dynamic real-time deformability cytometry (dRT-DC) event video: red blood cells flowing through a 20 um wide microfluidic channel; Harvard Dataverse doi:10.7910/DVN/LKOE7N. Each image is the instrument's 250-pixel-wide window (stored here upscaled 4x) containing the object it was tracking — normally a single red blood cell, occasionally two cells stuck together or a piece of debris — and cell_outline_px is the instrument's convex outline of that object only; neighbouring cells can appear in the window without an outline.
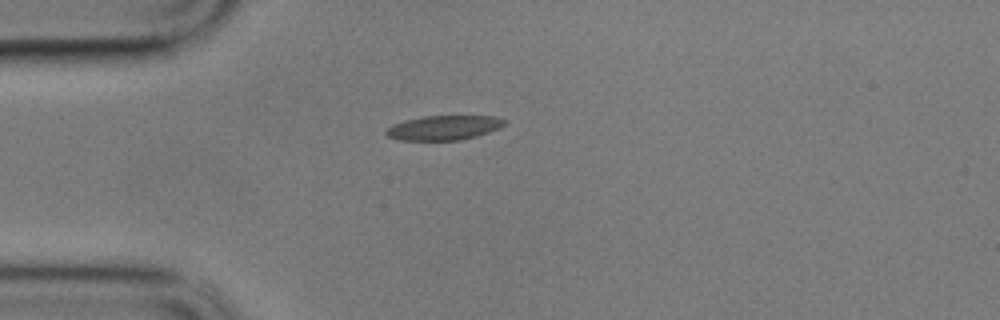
{"species": "common noctule bat (a hibernating species)", "species_latin": "Nyctalus noctula", "temperature_condition": "cold", "stored_images_in_passage": 49, "camera_frame_rate_fps": 3000, "um_per_image_px": 0.085, "animal": {"sex": "male", "body_mass_g": 17.9}, "frame": {"image": 1, "passage_image": 5, "time_ms": 1.333, "image_size_px": [1000, 320], "cell_outline_px": [[508, 120], [500, 128], [476, 136], [460, 140], [400, 140], [388, 136], [384, 132], [392, 124], [404, 120], [424, 116], [496, 116]], "centroid_in_image_um": [37.73, 10.85], "position_along_channel_um": 47.3, "area_um2": 16.94}}
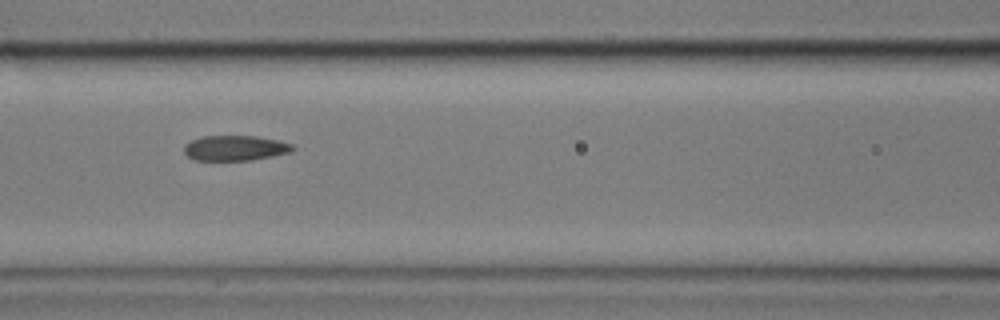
{"frame": {"image": 2, "passage_image": 15, "time_ms": 4.667, "image_size_px": [1000, 320], "cell_outline_px": [[296, 148], [292, 152], [252, 160], [192, 160], [184, 152], [184, 144], [200, 136], [256, 136], [280, 140], [292, 144]], "centroid_in_image_um": [20.0, 12.58], "position_along_channel_um": 146.6, "area_um2": 16.13}}
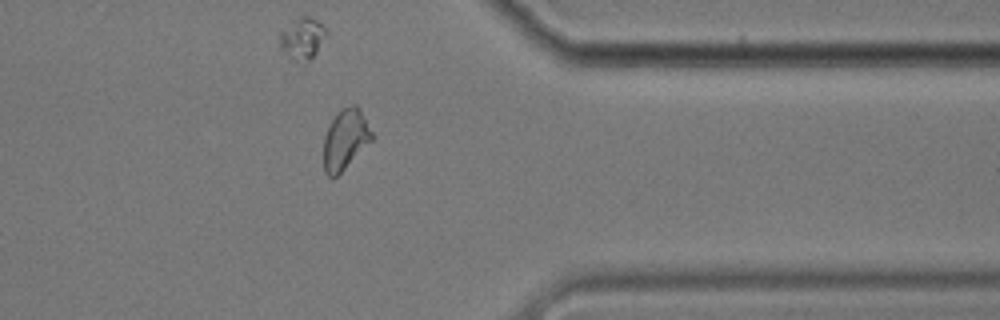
{"frame": {"image": 3, "passage_image": 37, "time_ms": 12.0, "image_size_px": [1000, 320], "cell_outline_px": [[372, 140], [332, 180], [324, 172], [324, 136], [332, 120], [344, 108], [352, 104], [356, 104], [360, 108], [372, 132]], "centroid_in_image_um": [29.34, 11.86], "position_along_channel_um": 382.1, "area_um2": 16.53}, "authors_computed_cell_mechanics": {"area_um2": 16.8198, "velocity_mm_per_s": 3.3673, "shape_relaxation_time_tau1_ms": null, "shape_relaxation_time_tau2_ms": 1.6966, "deformation_change_tau1": null, "deformation_change_tau2": 0.0679}}